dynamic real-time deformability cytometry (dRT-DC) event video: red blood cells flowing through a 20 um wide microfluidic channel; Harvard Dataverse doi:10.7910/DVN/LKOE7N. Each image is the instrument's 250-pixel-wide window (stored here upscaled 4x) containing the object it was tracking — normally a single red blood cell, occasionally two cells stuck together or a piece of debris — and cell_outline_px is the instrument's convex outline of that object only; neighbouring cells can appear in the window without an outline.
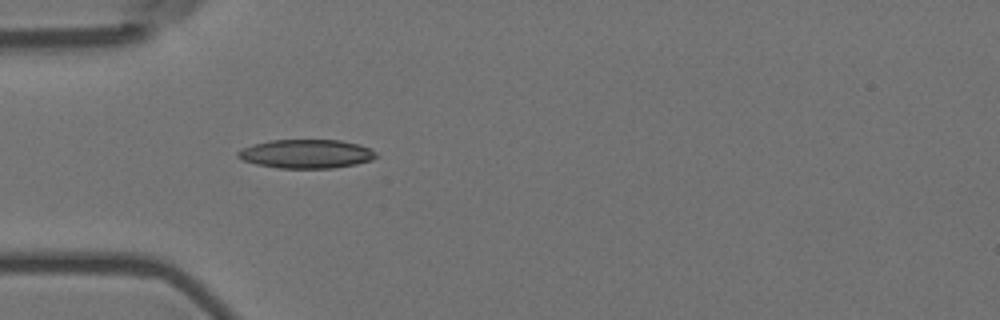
{"species": "Egyptian fruit bat (a non-hibernating species)", "species_latin": "Rousettus aegyptiacus", "temperature_condition": "room temperature", "stored_images_in_passage": 4, "camera_frame_rate_fps": 3000, "um_per_image_px": 0.085, "animal": {"sex": "female"}, "frame": {"image": 1, "passage_image": 4, "time_ms": 1.0, "image_size_px": [1000, 320], "cell_outline_px": [[380, 156], [372, 160], [356, 164], [332, 168], [276, 168], [256, 164], [244, 160], [236, 156], [236, 152], [252, 144], [272, 140], [340, 140], [360, 144], [372, 148]], "centroid_in_image_um": [26.09, 13.07], "position_along_channel_um": 58.9, "area_um2": 23.41}}